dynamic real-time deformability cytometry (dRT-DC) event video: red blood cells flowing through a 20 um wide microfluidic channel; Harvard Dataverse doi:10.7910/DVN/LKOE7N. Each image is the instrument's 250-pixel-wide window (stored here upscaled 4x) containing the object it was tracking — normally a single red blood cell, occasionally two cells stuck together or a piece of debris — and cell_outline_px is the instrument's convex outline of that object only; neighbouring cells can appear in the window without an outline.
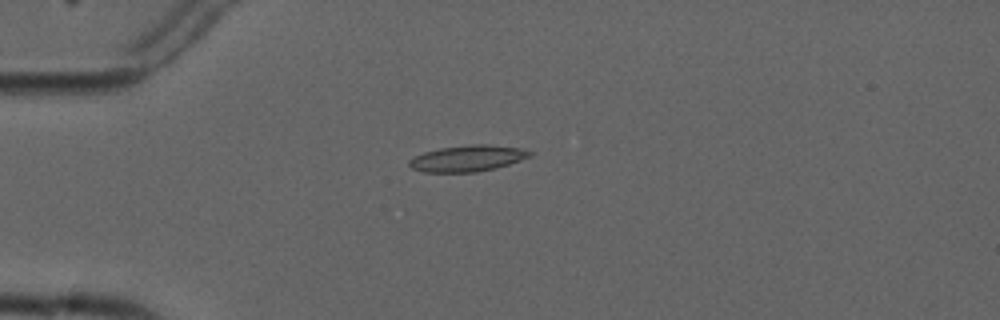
{"species": "common noctule bat (a hibernating species)", "species_latin": "Nyctalus noctula", "temperature_condition": "cold", "stored_images_in_passage": 5, "camera_frame_rate_fps": 3000, "um_per_image_px": 0.085, "animal": {"sex": "male", "forearm_length_mm": 52.5}, "frame": {"image": 1, "passage_image": 1, "time_ms": 0.0, "image_size_px": [1000, 320], "cell_outline_px": [[532, 156], [496, 168], [476, 172], [424, 172], [412, 168], [408, 164], [408, 160], [424, 152], [440, 148], [472, 144], [488, 144], [520, 148], [532, 152]], "centroid_in_image_um": [39.74, 13.46], "position_along_channel_um": 45.3, "area_um2": 18.32}}
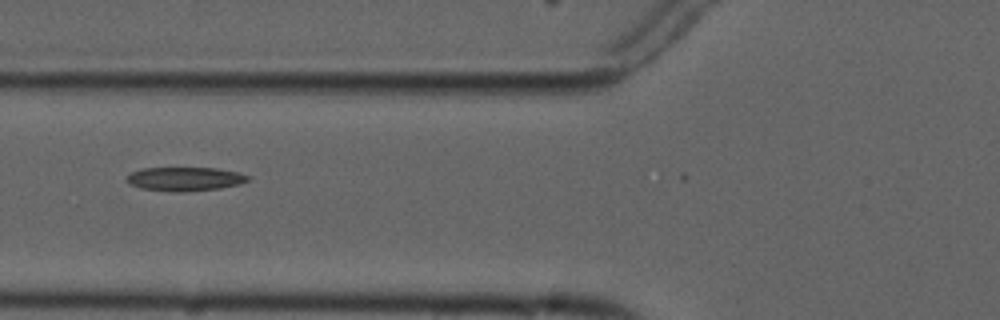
{"frame": {"image": 2, "passage_image": 3, "time_ms": 2.333, "image_size_px": [1000, 320], "cell_outline_px": [[252, 176], [248, 180], [240, 184], [220, 188], [184, 192], [176, 192], [140, 188], [128, 184], [124, 180], [132, 172], [140, 168], [216, 168], [240, 172]], "centroid_in_image_um": [15.72, 15.21], "position_along_channel_um": 110.1, "area_um2": 17.05}}
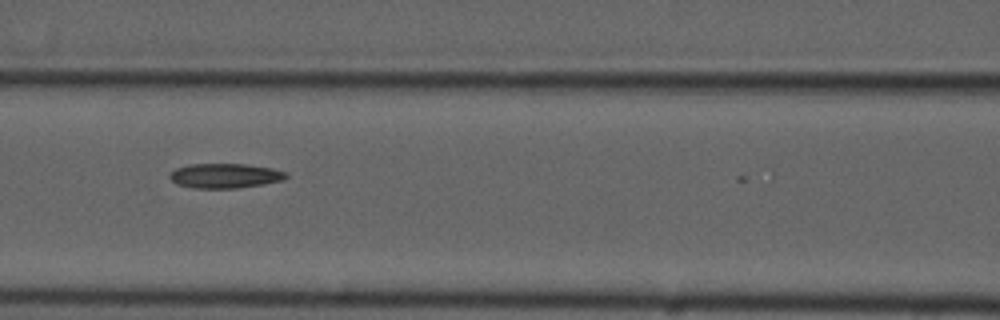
{"frame": {"image": 3, "passage_image": 4, "time_ms": 3.333, "image_size_px": [1000, 320], "cell_outline_px": [[288, 176], [284, 180], [264, 184], [236, 188], [192, 188], [176, 184], [168, 176], [176, 168], [188, 164], [244, 164], [272, 168], [288, 172]], "centroid_in_image_um": [19.14, 14.94], "position_along_channel_um": 147.5, "area_um2": 16.82}}